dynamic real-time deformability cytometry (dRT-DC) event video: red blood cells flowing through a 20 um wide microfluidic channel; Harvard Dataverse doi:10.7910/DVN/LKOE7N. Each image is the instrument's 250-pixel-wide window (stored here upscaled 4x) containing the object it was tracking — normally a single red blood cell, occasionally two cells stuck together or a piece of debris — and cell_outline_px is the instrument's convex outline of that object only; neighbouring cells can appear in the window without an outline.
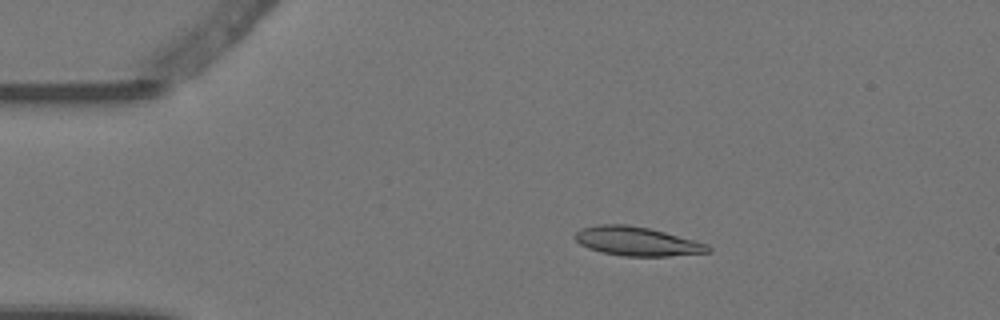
{"species": "Egyptian fruit bat (a non-hibernating species)", "species_latin": "Rousettus aegyptiacus", "temperature_condition": "warm", "stored_images_in_passage": 6, "camera_frame_rate_fps": 3000, "um_per_image_px": 0.085, "animal": {"sex": "female"}, "frame": {"image": 1, "passage_image": 2, "time_ms": 0.333, "image_size_px": [1000, 320], "cell_outline_px": [[712, 252], [668, 256], [624, 256], [600, 252], [588, 248], [580, 244], [572, 236], [580, 228], [600, 224], [628, 224], [648, 228], [664, 232], [708, 244], [712, 248]], "centroid_in_image_um": [54.12, 20.51], "position_along_channel_um": 30.9, "area_um2": 22.54}}
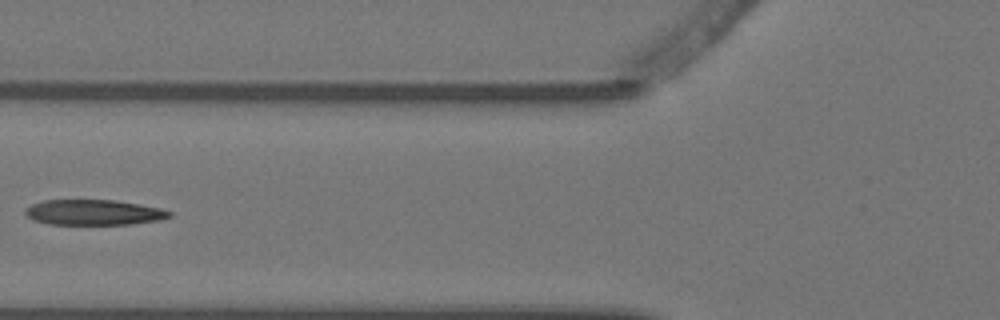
{"frame": {"image": 2, "passage_image": 5, "time_ms": 1.333, "image_size_px": [1000, 320], "cell_outline_px": [[172, 216], [156, 220], [128, 224], [48, 224], [32, 220], [24, 212], [24, 208], [32, 204], [44, 200], [116, 200], [140, 204], [160, 208], [172, 212]], "centroid_in_image_um": [7.93, 18.04], "position_along_channel_um": 117.9, "area_um2": 21.27}}
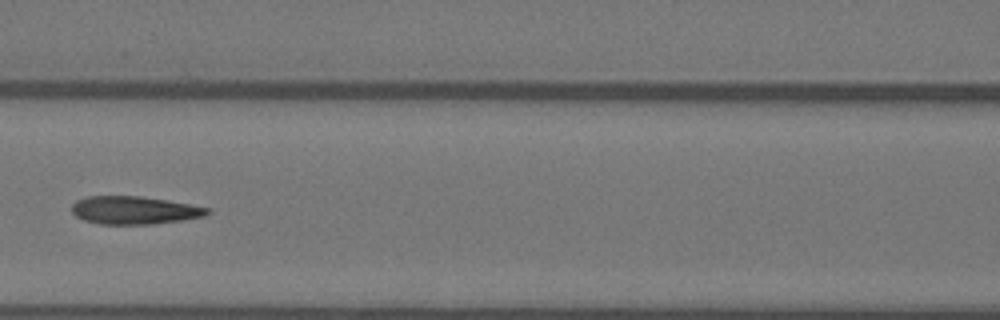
{"frame": {"image": 3, "passage_image": 6, "time_ms": 1.667, "image_size_px": [1000, 320], "cell_outline_px": [[212, 212], [208, 216], [152, 224], [100, 224], [84, 220], [76, 216], [72, 212], [72, 204], [76, 200], [88, 196], [140, 196], [188, 204], [208, 208]], "centroid_in_image_um": [11.41, 17.87], "position_along_channel_um": 155.2, "area_um2": 21.96}}